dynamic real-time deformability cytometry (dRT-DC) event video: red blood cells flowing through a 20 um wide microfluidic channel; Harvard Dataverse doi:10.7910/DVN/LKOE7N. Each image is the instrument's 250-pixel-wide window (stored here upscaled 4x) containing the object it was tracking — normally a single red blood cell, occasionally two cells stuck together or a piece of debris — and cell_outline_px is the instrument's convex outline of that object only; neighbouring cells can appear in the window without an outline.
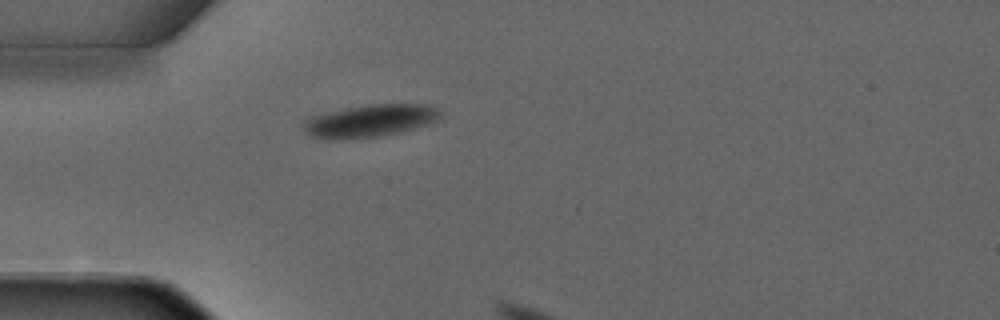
{"species": "common noctule bat (a hibernating species)", "species_latin": "Nyctalus noctula", "temperature_condition": "warm", "stored_images_in_passage": 2, "camera_frame_rate_fps": 3000, "um_per_image_px": 0.085, "animal": {"sex": "male", "forearm_length_mm": 52.5}, "frame": {"image": 1, "passage_image": 1, "time_ms": 0.0, "image_size_px": [1000, 320], "cell_outline_px": [[440, 116], [436, 120], [400, 132], [380, 136], [340, 140], [328, 140], [312, 136], [304, 132], [300, 124], [304, 120], [312, 116], [328, 112], [348, 108], [372, 104], [428, 104], [436, 108], [440, 112]], "centroid_in_image_um": [31.36, 10.28], "position_along_channel_um": 53.6, "area_um2": 25.78}}